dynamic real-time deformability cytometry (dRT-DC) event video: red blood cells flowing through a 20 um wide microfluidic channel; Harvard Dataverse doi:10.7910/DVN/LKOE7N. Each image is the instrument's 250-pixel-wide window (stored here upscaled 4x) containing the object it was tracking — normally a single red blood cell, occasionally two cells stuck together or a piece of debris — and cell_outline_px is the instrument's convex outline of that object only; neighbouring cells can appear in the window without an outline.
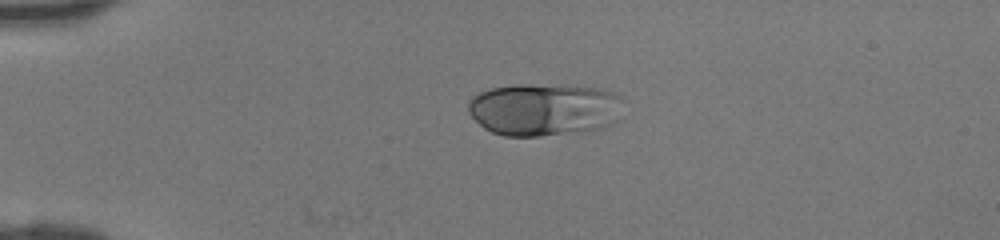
{"species": "human", "species_latin": "Homo sapiens", "temperature_condition": "room temperature", "stored_images_in_passage": 17, "camera_frame_rate_fps": 3000, "um_per_image_px": 0.085, "donor": {"sex": "female"}, "frame": {"image": 1, "passage_image": 1, "time_ms": 0.0, "image_size_px": [1000, 240], "cell_outline_px": [[620, 120], [604, 128], [540, 136], [504, 136], [492, 132], [484, 128], [468, 112], [468, 100], [472, 96], [480, 92], [492, 88], [512, 84], [564, 84], [600, 88], [612, 92], [620, 96]], "centroid_in_image_um": [46.25, 9.28], "position_along_channel_um": 38.8, "area_um2": 48.09}}
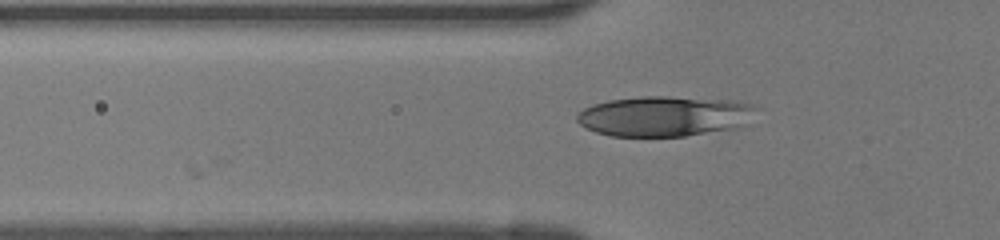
{"frame": {"image": 2, "passage_image": 6, "time_ms": 1.667, "image_size_px": [1000, 240], "cell_outline_px": [[756, 108], [740, 124], [732, 128], [684, 136], [612, 136], [596, 132], [580, 124], [576, 120], [576, 116], [584, 108], [592, 104], [608, 100], [644, 96], [668, 96], [732, 100], [752, 104]], "centroid_in_image_um": [56.37, 9.86], "position_along_channel_um": 69.4, "area_um2": 41.38}}
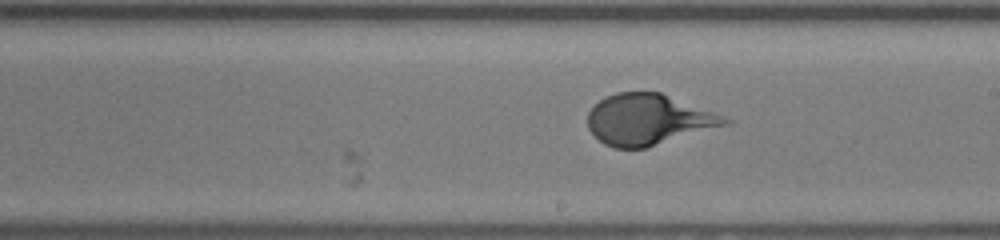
{"frame": {"image": 3, "passage_image": 17, "time_ms": 5.333, "image_size_px": [1000, 240], "cell_outline_px": [[736, 120], [732, 124], [644, 148], [616, 148], [604, 144], [588, 128], [588, 112], [600, 100], [616, 92], [660, 92]], "centroid_in_image_um": [55.17, 10.16], "position_along_channel_um": 233.8, "area_um2": 40.58}}